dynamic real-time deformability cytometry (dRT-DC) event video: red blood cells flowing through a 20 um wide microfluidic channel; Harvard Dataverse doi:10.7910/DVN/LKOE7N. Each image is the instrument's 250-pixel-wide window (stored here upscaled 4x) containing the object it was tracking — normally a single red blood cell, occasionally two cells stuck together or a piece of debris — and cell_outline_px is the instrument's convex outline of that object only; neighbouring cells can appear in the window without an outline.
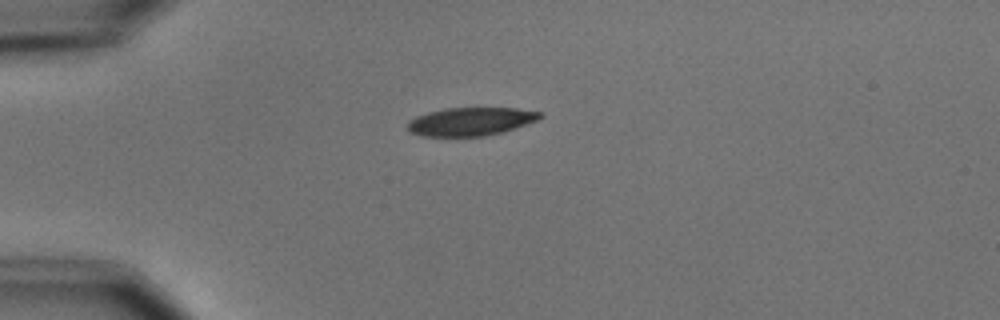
{"species": "common noctule bat (a hibernating species)", "species_latin": "Nyctalus noctula", "temperature_condition": "cold", "stored_images_in_passage": 3, "camera_frame_rate_fps": 3000, "um_per_image_px": 0.085, "animal": {"sex": "male", "body_mass_g": 15.6}, "frame": {"image": 1, "passage_image": 1, "time_ms": 0.0, "image_size_px": [1000, 320], "cell_outline_px": [[544, 116], [540, 120], [504, 132], [484, 136], [424, 136], [412, 132], [408, 128], [408, 120], [416, 116], [428, 112], [444, 108], [516, 108], [544, 112]], "centroid_in_image_um": [40.09, 10.32], "position_along_channel_um": 44.9, "area_um2": 22.02}}